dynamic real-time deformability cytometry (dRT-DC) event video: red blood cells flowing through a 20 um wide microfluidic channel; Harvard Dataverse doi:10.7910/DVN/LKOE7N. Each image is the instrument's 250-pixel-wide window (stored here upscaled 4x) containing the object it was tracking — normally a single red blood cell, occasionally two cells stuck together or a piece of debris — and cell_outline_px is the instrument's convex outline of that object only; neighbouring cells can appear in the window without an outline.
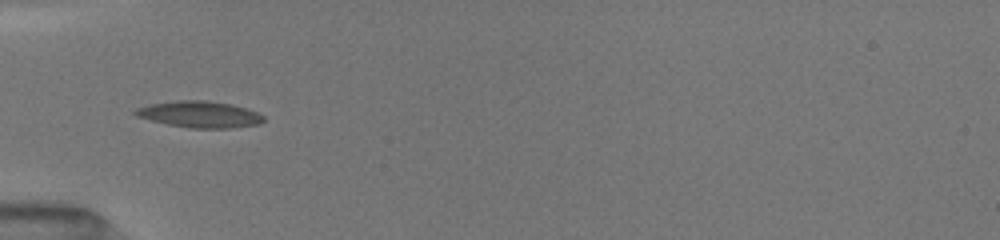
{"species": "common noctule bat (a hibernating species)", "species_latin": "Nyctalus noctula", "temperature_condition": "room temperature", "stored_images_in_passage": 48, "camera_frame_rate_fps": 3000, "um_per_image_px": 0.085, "animal": {"sex": "female", "body_mass_g": 19.5, "forearm_length_mm": 54.1}, "frame": {"image": 1, "passage_image": 1, "time_ms": 0.0, "image_size_px": [1000, 240], "cell_outline_px": [[264, 120], [256, 124], [228, 128], [192, 128], [168, 124], [136, 116], [132, 112], [136, 108], [152, 104], [176, 100], [208, 100], [232, 104], [256, 112], [264, 116]], "centroid_in_image_um": [16.94, 9.71], "position_along_channel_um": 68.1, "area_um2": 19.48}}
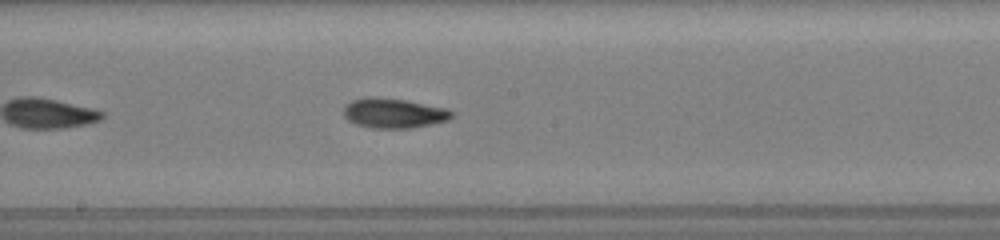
{"frame": {"image": 2, "passage_image": 18, "time_ms": 3.667, "image_size_px": [1000, 240], "cell_outline_px": [[456, 112], [448, 120], [432, 124], [408, 128], [372, 128], [356, 124], [348, 120], [344, 116], [344, 104], [352, 100], [364, 96], [376, 96], [408, 100], [448, 108]], "centroid_in_image_um": [33.47, 9.59], "position_along_channel_um": 214.7, "area_um2": 19.19}}
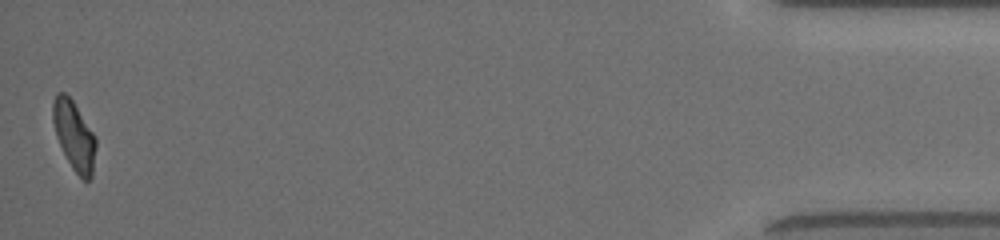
{"frame": {"image": 3, "passage_image": 48, "time_ms": 11.0, "image_size_px": [1000, 240], "cell_outline_px": [[96, 148], [92, 176], [88, 180], [84, 180], [72, 168], [56, 136], [52, 120], [52, 104], [56, 92], [64, 92], [72, 100], [96, 136]], "centroid_in_image_um": [6.3, 11.5], "position_along_channel_um": 428.9, "area_um2": 17.22}, "authors_computed_cell_mechanics": {"area_um2": 17.6579, "velocity_mm_per_s": 4.0516, "shape_relaxation_time_tau1_ms": 8.4395, "shape_relaxation_time_tau2_ms": 6.6281, "deformation_change_tau1": 0.2012, "deformation_change_tau2": 0.1348}}